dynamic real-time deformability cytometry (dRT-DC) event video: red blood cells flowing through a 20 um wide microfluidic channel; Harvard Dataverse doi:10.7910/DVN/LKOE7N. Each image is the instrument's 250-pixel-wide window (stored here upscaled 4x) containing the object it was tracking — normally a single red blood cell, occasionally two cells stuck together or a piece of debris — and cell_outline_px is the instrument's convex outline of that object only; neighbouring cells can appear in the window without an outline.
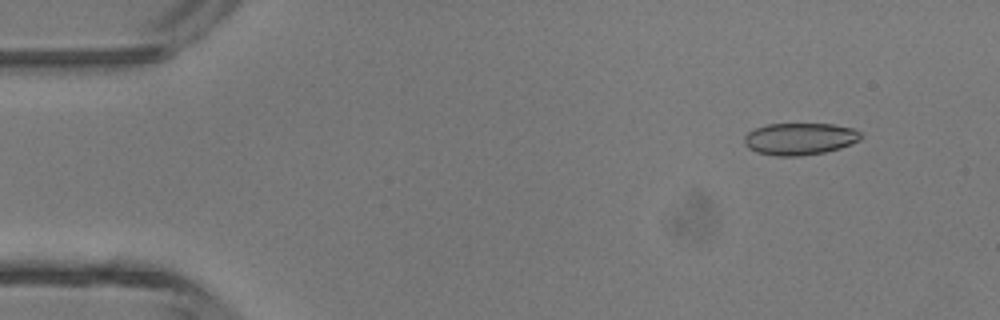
{"species": "common noctule bat (a hibernating species)", "species_latin": "Nyctalus noctula", "temperature_condition": "room temperature", "stored_images_in_passage": 46, "camera_frame_rate_fps": 3000, "um_per_image_px": 0.085, "animal": {"sex": "male", "body_mass_g": 13.3}, "frame": {"image": 1, "passage_image": 5, "time_ms": 1.333, "image_size_px": [1000, 320], "cell_outline_px": [[860, 140], [840, 148], [824, 152], [800, 156], [776, 156], [756, 152], [748, 148], [744, 144], [744, 136], [748, 132], [756, 128], [768, 124], [832, 124], [852, 128], [860, 132]], "centroid_in_image_um": [67.95, 11.81], "position_along_channel_um": 17.1, "area_um2": 21.68}}
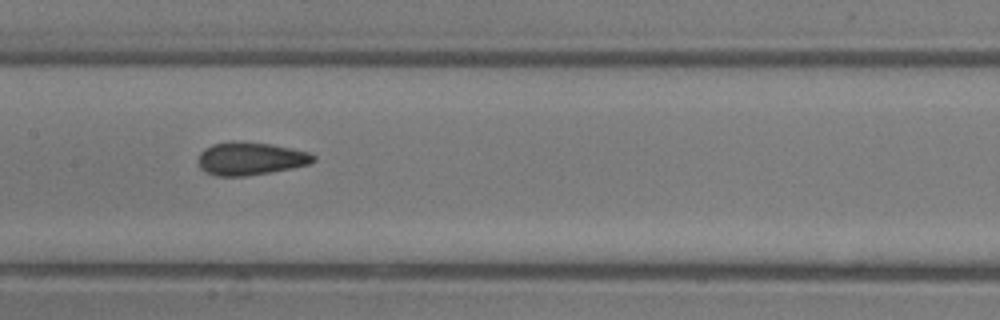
{"frame": {"image": 2, "passage_image": 23, "time_ms": 7.333, "image_size_px": [1000, 320], "cell_outline_px": [[316, 160], [312, 164], [292, 168], [244, 176], [216, 176], [204, 172], [200, 168], [200, 152], [204, 148], [212, 144], [232, 140], [272, 144], [292, 148], [308, 152], [316, 156]], "centroid_in_image_um": [21.3, 13.47], "position_along_channel_um": 186.1, "area_um2": 22.25}}
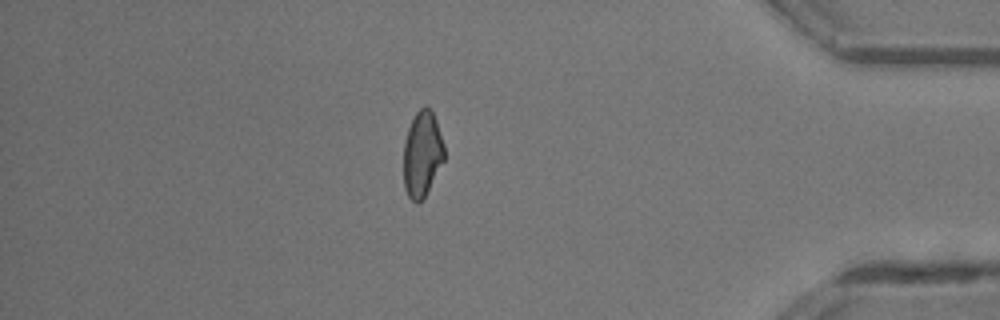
{"frame": {"image": 3, "passage_image": 40, "time_ms": 13.0, "image_size_px": [1000, 320], "cell_outline_px": [[444, 160], [424, 196], [416, 204], [408, 196], [404, 188], [404, 140], [408, 128], [416, 112], [420, 108], [432, 108], [444, 144]], "centroid_in_image_um": [35.88, 13.07], "position_along_channel_um": 399.3, "area_um2": 20.11}, "authors_computed_cell_mechanics": {"area_um2": 21.675, "velocity_mm_per_s": 4.4688, "shape_relaxation_time_tau1_ms": null, "shape_relaxation_time_tau2_ms": 0.9224, "deformation_change_tau1": null, "deformation_change_tau2": 0.0616}}